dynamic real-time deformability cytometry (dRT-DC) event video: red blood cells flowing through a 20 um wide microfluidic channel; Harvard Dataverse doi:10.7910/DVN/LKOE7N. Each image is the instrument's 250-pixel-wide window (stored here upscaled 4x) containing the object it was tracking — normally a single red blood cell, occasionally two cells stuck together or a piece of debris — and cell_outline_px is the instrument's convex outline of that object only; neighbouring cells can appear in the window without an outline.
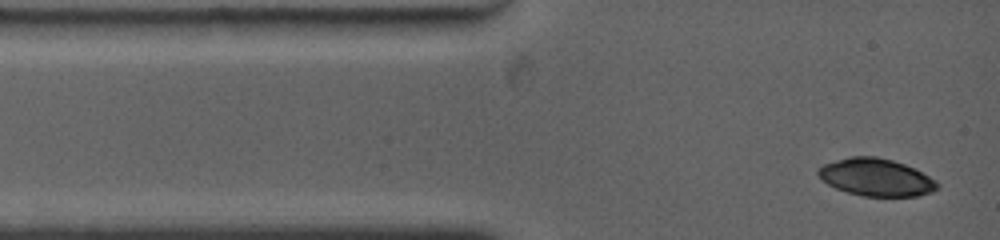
{"species": "common noctule bat (a hibernating species)", "species_latin": "Nyctalus noctula", "temperature_condition": "warm", "stored_images_in_passage": 4, "camera_frame_rate_fps": 4500, "um_per_image_px": 0.085, "animal": {"sex": "female", "body_mass_g": 19.0, "forearm_length_mm": 53.3}, "frame": {"image": 1, "passage_image": 1, "time_ms": 0.0, "image_size_px": [1000, 240], "cell_outline_px": [[940, 184], [932, 192], [920, 196], [864, 196], [848, 192], [836, 188], [820, 180], [816, 172], [824, 164], [836, 160], [852, 156], [876, 156], [892, 160], [916, 168], [936, 180]], "centroid_in_image_um": [74.48, 15.07], "position_along_channel_um": 10.5, "area_um2": 26.07}}
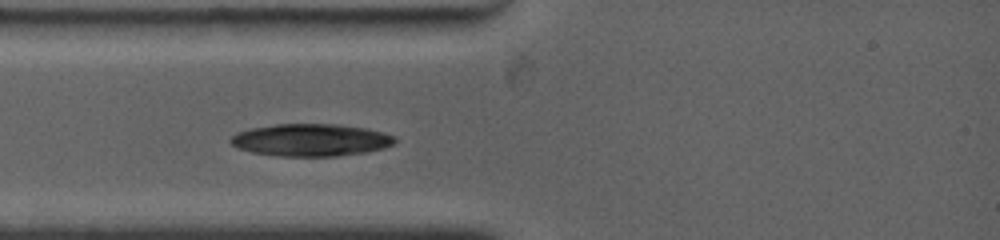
{"frame": {"image": 2, "passage_image": 4, "time_ms": 2.222, "image_size_px": [1000, 240], "cell_outline_px": [[396, 140], [392, 144], [384, 148], [368, 152], [336, 156], [276, 156], [252, 152], [240, 148], [232, 144], [228, 140], [236, 132], [252, 128], [276, 124], [336, 124], [364, 128], [384, 132], [396, 136]], "centroid_in_image_um": [26.43, 11.9], "position_along_channel_um": 58.6, "area_um2": 30.98}}